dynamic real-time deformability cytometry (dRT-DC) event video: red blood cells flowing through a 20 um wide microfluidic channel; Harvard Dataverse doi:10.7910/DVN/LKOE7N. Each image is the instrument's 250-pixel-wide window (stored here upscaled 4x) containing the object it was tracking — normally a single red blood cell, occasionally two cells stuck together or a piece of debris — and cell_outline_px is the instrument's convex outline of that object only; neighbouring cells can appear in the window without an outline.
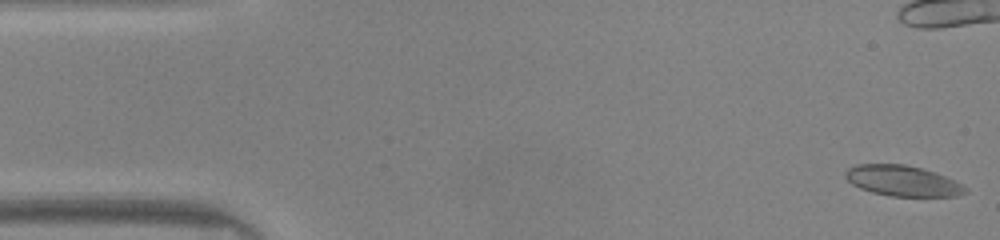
{"species": "common noctule bat (a hibernating species)", "species_latin": "Nyctalus noctula", "temperature_condition": "warm", "stored_images_in_passage": 49, "camera_frame_rate_fps": 3000, "um_per_image_px": 0.085, "animal": {"sex": "male", "body_mass_g": 20.0, "forearm_length_mm": 53.3}, "frame": {"image": 1, "passage_image": 1, "time_ms": 0.0, "image_size_px": [1000, 240], "cell_outline_px": [[968, 192], [956, 196], [888, 196], [872, 192], [860, 188], [852, 184], [844, 176], [844, 172], [848, 168], [856, 164], [904, 164], [920, 168], [944, 176], [968, 188]], "centroid_in_image_um": [76.68, 15.37], "position_along_channel_um": 8.3, "area_um2": 21.21}, "authors_computed_cell_mechanics": {"area_um2": 21.0392, "velocity_mm_per_s": 4.1433, "shape_relaxation_time_tau1_ms": 6.1518, "shape_relaxation_time_tau2_ms": 2.0382, "deformation_change_tau1": 0.1281, "deformation_change_tau2": 0.0968}}